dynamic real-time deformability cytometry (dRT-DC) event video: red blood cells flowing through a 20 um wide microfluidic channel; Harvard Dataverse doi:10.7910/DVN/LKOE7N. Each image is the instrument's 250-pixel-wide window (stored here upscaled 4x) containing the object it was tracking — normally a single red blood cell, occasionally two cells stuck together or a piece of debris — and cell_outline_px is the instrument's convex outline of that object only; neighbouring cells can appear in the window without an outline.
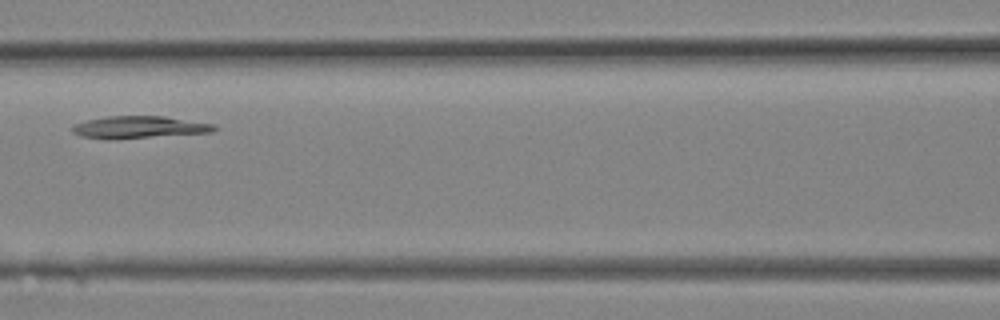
{"species": "Egyptian fruit bat (a non-hibernating species)", "species_latin": "Rousettus aegyptiacus", "temperature_condition": "room temperature", "stored_images_in_passage": 6, "camera_frame_rate_fps": 3000, "um_per_image_px": 0.085, "animal": {"sex": "female"}, "frame": {"image": 1, "passage_image": 5, "time_ms": 1.333, "image_size_px": [1000, 320], "cell_outline_px": [[216, 128], [212, 132], [116, 140], [108, 140], [80, 136], [72, 132], [72, 124], [88, 120], [108, 116], [164, 116], [216, 124]], "centroid_in_image_um": [11.8, 10.83], "position_along_channel_um": 154.8, "area_um2": 18.67}}